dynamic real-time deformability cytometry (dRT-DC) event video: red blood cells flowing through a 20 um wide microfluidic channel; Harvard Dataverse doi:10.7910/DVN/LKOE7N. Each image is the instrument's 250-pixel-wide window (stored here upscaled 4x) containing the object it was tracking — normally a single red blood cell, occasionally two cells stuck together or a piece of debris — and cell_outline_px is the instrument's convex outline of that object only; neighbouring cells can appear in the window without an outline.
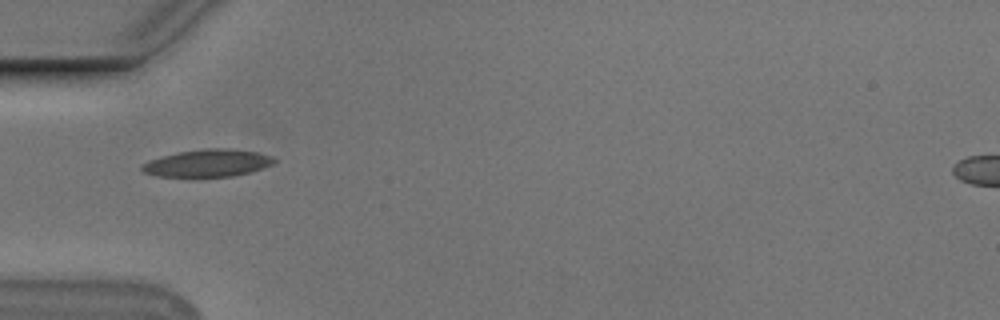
{"species": "Egyptian fruit bat (a non-hibernating species)", "species_latin": "Rousettus aegyptiacus", "temperature_condition": "cold", "stored_images_in_passage": 20, "camera_frame_rate_fps": 3000, "um_per_image_px": 0.085, "animal": {"sex": "male"}, "frame": {"image": 1, "passage_image": 1, "time_ms": 0.0, "image_size_px": [1000, 320], "cell_outline_px": [[276, 160], [272, 164], [248, 172], [232, 176], [156, 176], [144, 172], [140, 168], [140, 164], [148, 160], [160, 156], [176, 152], [204, 148], [228, 148], [256, 152], [272, 156]], "centroid_in_image_um": [17.58, 13.84], "position_along_channel_um": 67.4, "area_um2": 20.98}}
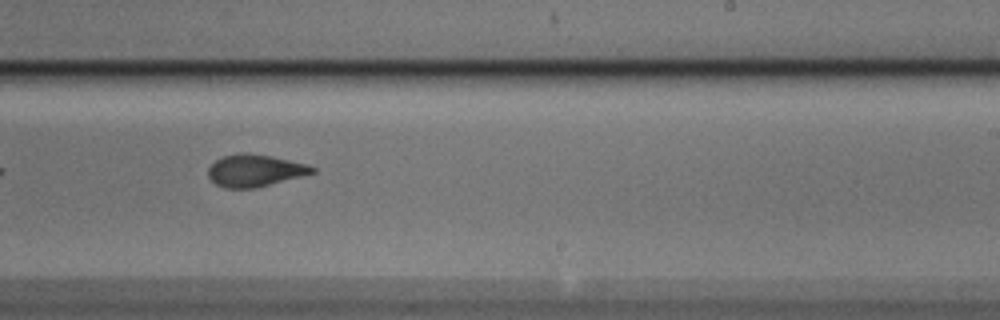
{"frame": {"image": 2, "passage_image": 17, "time_ms": 5.333, "image_size_px": [1000, 320], "cell_outline_px": [[316, 172], [256, 188], [224, 188], [216, 184], [208, 176], [208, 168], [216, 160], [224, 156], [272, 156], [308, 164], [316, 168]], "centroid_in_image_um": [21.7, 14.54], "position_along_channel_um": 267.3, "area_um2": 18.73}}